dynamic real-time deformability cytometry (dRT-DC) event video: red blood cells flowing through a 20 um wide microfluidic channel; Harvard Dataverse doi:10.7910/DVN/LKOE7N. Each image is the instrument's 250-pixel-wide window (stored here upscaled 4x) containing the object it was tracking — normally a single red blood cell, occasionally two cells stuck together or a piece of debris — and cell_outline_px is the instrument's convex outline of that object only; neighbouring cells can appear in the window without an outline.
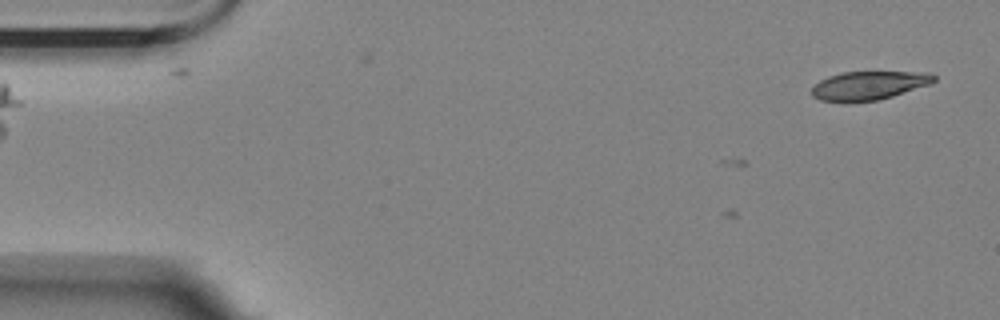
{"species": "Egyptian fruit bat (a non-hibernating species)", "species_latin": "Rousettus aegyptiacus", "temperature_condition": "room temperature", "stored_images_in_passage": 7, "camera_frame_rate_fps": 3000, "um_per_image_px": 0.085, "animal": {"sex": "female"}, "frame": {"image": 1, "passage_image": 7, "time_ms": 2.0, "image_size_px": [1000, 320], "cell_outline_px": [[936, 80], [932, 84], [892, 96], [876, 100], [844, 104], [820, 100], [812, 96], [812, 88], [820, 80], [828, 76], [840, 72], [932, 72], [936, 76]], "centroid_in_image_um": [73.85, 7.28], "position_along_channel_um": 11.2, "area_um2": 20.87}}